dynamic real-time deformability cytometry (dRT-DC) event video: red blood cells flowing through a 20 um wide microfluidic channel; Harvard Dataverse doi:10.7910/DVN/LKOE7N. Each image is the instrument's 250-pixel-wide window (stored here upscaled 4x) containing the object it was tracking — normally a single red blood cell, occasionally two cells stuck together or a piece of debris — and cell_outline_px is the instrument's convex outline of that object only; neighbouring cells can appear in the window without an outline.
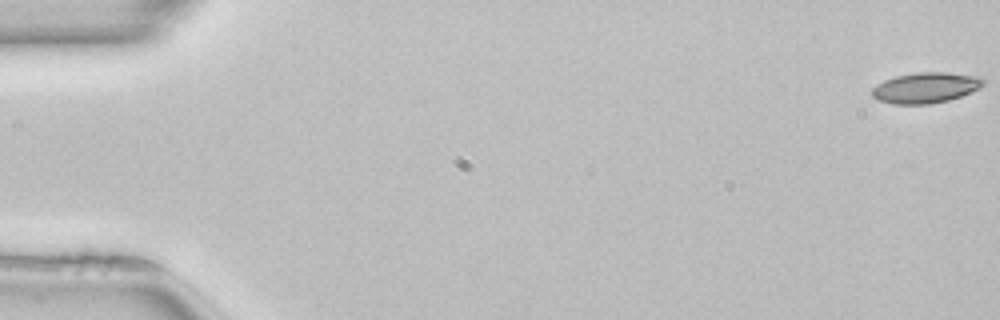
{"species": "common noctule bat (a hibernating species)", "species_latin": "Nyctalus noctula", "temperature_condition": "room temperature", "stored_images_in_passage": 15, "camera_frame_rate_fps": 3000, "um_per_image_px": 0.085, "animal": {"sex": "female", "body_mass_g": 22.7, "forearm_length_mm": 54.2}, "frame": {"image": 1, "passage_image": 1, "time_ms": 0.0, "image_size_px": [1000, 320], "cell_outline_px": [[984, 84], [980, 88], [960, 96], [948, 100], [928, 104], [892, 104], [876, 100], [872, 96], [872, 88], [876, 84], [884, 80], [896, 76], [916, 72], [948, 72], [972, 76], [984, 80]], "centroid_in_image_um": [78.61, 7.46], "position_along_channel_um": 6.4, "area_um2": 19.77}}
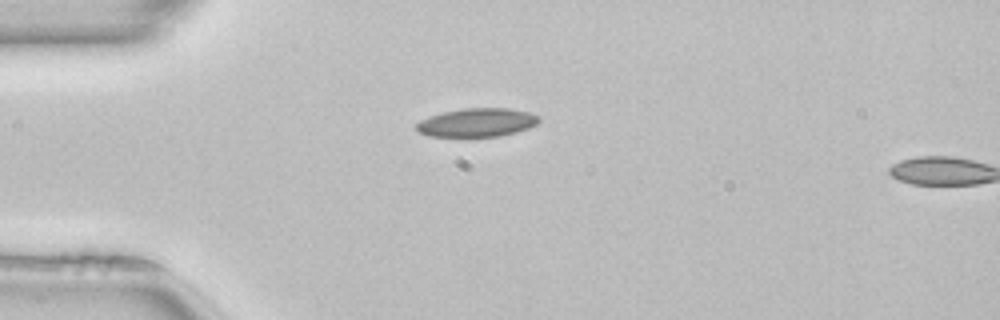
{"frame": {"image": 2, "passage_image": 14, "time_ms": 4.333, "image_size_px": [1000, 320], "cell_outline_px": [[540, 120], [536, 124], [528, 128], [516, 132], [500, 136], [428, 136], [416, 132], [416, 124], [420, 120], [428, 116], [444, 112], [464, 108], [508, 108], [528, 112], [540, 116]], "centroid_in_image_um": [40.53, 10.41], "position_along_channel_um": 44.5, "area_um2": 20.4}}